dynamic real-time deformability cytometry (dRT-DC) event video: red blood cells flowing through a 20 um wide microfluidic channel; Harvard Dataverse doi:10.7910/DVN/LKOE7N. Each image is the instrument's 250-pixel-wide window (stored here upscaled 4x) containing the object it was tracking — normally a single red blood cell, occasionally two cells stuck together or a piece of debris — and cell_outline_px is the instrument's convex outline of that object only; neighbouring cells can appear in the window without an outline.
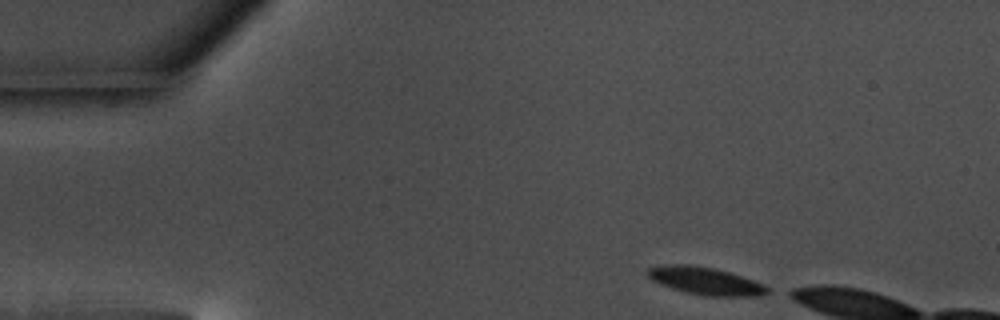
{"species": "common noctule bat (a hibernating species)", "species_latin": "Nyctalus noctula", "temperature_condition": "warm", "stored_images_in_passage": 5, "camera_frame_rate_fps": 3000, "um_per_image_px": 0.085, "animal": {"sex": "male", "body_mass_g": 17.5, "forearm_length_mm": 52.3}, "frame": {"image": 1, "passage_image": 1, "time_ms": 0.0, "image_size_px": [1000, 320], "cell_outline_px": [[768, 292], [760, 296], [704, 296], [684, 292], [660, 284], [652, 280], [648, 276], [648, 268], [676, 264], [684, 264], [712, 268], [728, 272], [764, 284], [768, 288]], "centroid_in_image_um": [59.97, 23.9], "position_along_channel_um": 25.0, "area_um2": 18.84}}